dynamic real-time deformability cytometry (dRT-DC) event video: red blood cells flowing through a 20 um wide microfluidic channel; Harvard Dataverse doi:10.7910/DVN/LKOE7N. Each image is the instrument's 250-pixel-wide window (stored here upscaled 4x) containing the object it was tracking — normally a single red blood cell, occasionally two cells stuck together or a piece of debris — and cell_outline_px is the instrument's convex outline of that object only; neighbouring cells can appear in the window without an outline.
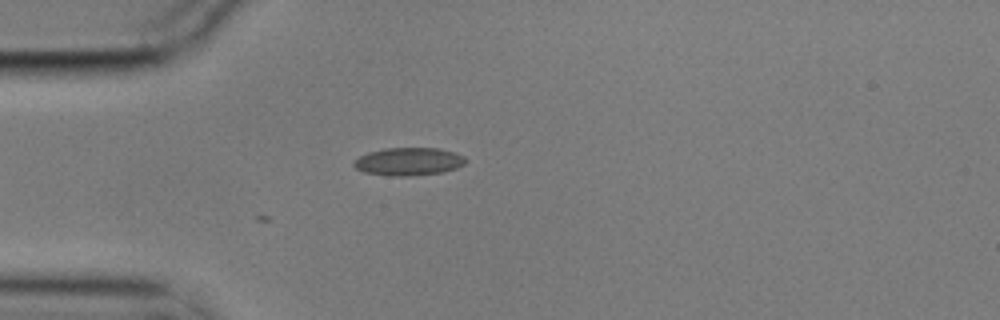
{"species": "common noctule bat (a hibernating species)", "species_latin": "Nyctalus noctula", "temperature_condition": "cold", "stored_images_in_passage": 4, "camera_frame_rate_fps": 3000, "um_per_image_px": 0.085, "animal": {"sex": "male", "body_mass_g": 17.9}, "frame": {"image": 1, "passage_image": 4, "time_ms": 1.0, "image_size_px": [1000, 320], "cell_outline_px": [[468, 160], [464, 164], [456, 168], [444, 172], [408, 176], [388, 176], [364, 172], [356, 168], [352, 164], [352, 160], [368, 152], [384, 148], [440, 148], [464, 156]], "centroid_in_image_um": [34.71, 13.73], "position_along_channel_um": 50.3, "area_um2": 18.32}}